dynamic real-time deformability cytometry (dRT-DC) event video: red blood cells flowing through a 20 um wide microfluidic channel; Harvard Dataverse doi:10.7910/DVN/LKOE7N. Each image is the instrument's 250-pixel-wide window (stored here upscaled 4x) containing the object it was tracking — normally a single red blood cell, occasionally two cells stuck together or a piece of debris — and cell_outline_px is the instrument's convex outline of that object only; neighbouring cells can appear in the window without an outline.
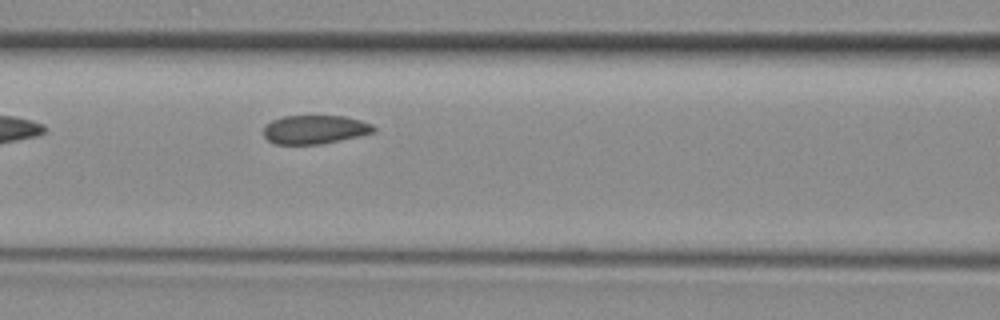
{"species": "common noctule bat (a hibernating species)", "species_latin": "Nyctalus noctula", "temperature_condition": "room temperature", "stored_images_in_passage": 5, "camera_frame_rate_fps": 3000, "um_per_image_px": 0.085, "animal": {"sex": "female", "body_mass_g": 29.2, "forearm_length_mm": 56.3}, "frame": {"image": 1, "passage_image": 5, "time_ms": 1.333, "image_size_px": [1000, 320], "cell_outline_px": [[376, 132], [360, 136], [320, 144], [276, 144], [268, 140], [264, 136], [264, 128], [272, 120], [284, 116], [344, 116], [360, 120], [372, 124], [376, 128]], "centroid_in_image_um": [26.79, 11.01], "position_along_channel_um": 139.8, "area_um2": 18.38}}